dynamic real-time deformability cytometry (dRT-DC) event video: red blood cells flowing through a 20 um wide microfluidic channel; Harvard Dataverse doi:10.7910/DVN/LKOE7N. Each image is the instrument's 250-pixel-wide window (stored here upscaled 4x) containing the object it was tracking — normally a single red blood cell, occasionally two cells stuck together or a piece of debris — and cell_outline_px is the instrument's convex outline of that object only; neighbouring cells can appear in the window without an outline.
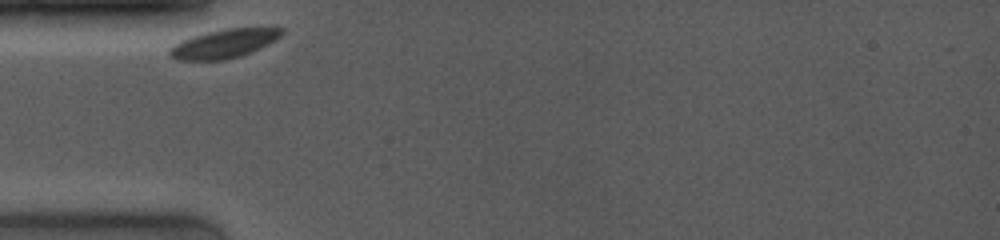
{"species": "common noctule bat (a hibernating species)", "species_latin": "Nyctalus noctula", "temperature_condition": "room temperature", "stored_images_in_passage": 20, "camera_frame_rate_fps": 4000, "um_per_image_px": 0.085, "animal": {"sex": "female", "body_mass_g": 19.0, "forearm_length_mm": 53.3}, "frame": {"image": 1, "passage_image": 1, "time_ms": 0.0, "image_size_px": [1000, 240], "cell_outline_px": [[284, 32], [276, 40], [252, 52], [240, 56], [224, 60], [176, 60], [168, 56], [168, 48], [192, 36], [224, 28], [284, 28]], "centroid_in_image_um": [19.03, 3.72], "position_along_channel_um": 66.0, "area_um2": 18.79}}
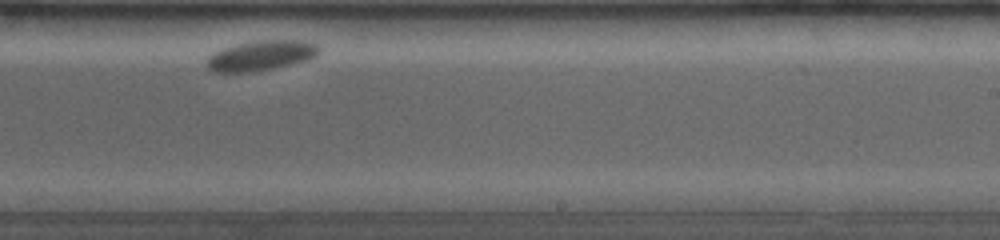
{"frame": {"image": 2, "passage_image": 14, "time_ms": 6.0, "image_size_px": [1000, 240], "cell_outline_px": [[320, 52], [316, 56], [308, 60], [276, 68], [256, 72], [212, 72], [204, 64], [208, 56], [224, 48], [236, 44], [260, 40], [304, 40], [316, 44], [320, 48]], "centroid_in_image_um": [22.2, 4.73], "position_along_channel_um": 266.8, "area_um2": 19.94}}
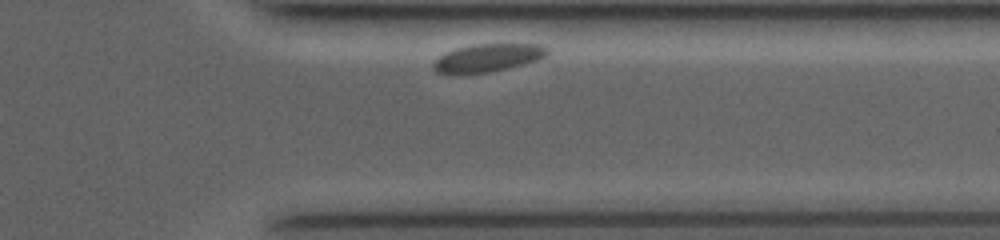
{"frame": {"image": 3, "passage_image": 19, "time_ms": 9.0, "image_size_px": [1000, 240], "cell_outline_px": [[548, 52], [544, 56], [536, 60], [524, 64], [492, 72], [456, 76], [436, 72], [432, 68], [432, 64], [440, 56], [456, 48], [476, 44], [540, 44], [548, 48]], "centroid_in_image_um": [41.4, 4.95], "position_along_channel_um": 370.0, "area_um2": 18.84}}